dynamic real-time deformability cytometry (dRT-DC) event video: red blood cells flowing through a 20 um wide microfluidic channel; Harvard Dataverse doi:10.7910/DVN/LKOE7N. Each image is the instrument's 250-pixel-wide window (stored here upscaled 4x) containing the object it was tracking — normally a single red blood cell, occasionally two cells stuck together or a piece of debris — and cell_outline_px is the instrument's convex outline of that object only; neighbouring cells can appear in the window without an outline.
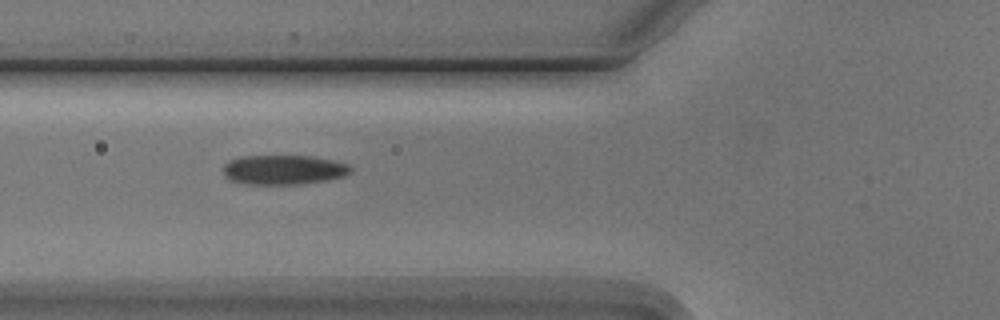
{"species": "Egyptian fruit bat (a non-hibernating species)", "species_latin": "Rousettus aegyptiacus", "temperature_condition": "cold", "stored_images_in_passage": 13, "camera_frame_rate_fps": 3000, "um_per_image_px": 0.085, "animal": {"sex": "male"}, "frame": {"image": 1, "passage_image": 4, "time_ms": 4.333, "image_size_px": [1000, 320], "cell_outline_px": [[352, 172], [344, 176], [328, 180], [300, 184], [248, 184], [228, 180], [224, 176], [224, 164], [228, 160], [240, 156], [312, 156], [332, 160], [348, 164], [352, 168]], "centroid_in_image_um": [24.1, 14.43], "position_along_channel_um": 101.7, "area_um2": 22.14}}
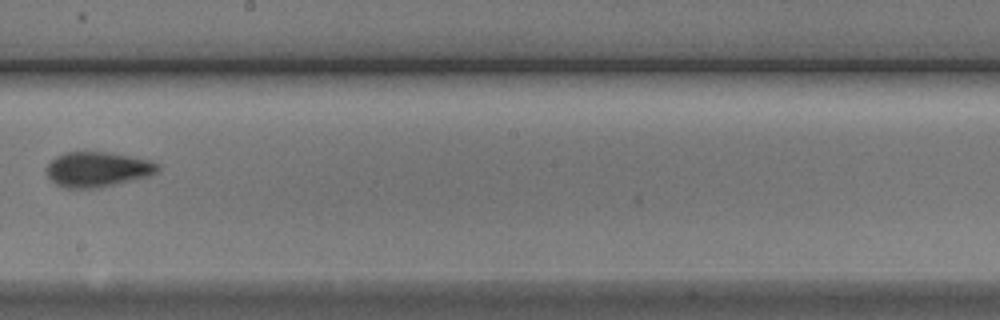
{"frame": {"image": 2, "passage_image": 7, "time_ms": 8.0, "image_size_px": [1000, 320], "cell_outline_px": [[160, 168], [156, 172], [148, 176], [100, 188], [64, 188], [56, 184], [48, 176], [44, 168], [56, 156], [64, 152], [112, 152], [132, 156], [148, 160], [160, 164]], "centroid_in_image_um": [8.28, 14.39], "position_along_channel_um": 239.9, "area_um2": 22.89}}
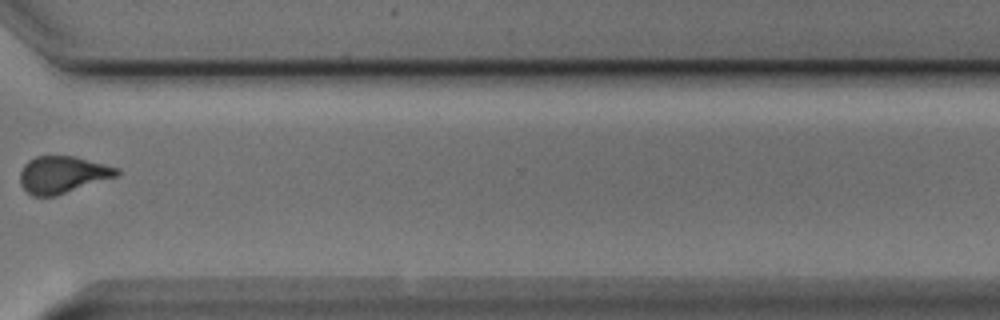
{"frame": {"image": 3, "passage_image": 10, "time_ms": 11.333, "image_size_px": [1000, 320], "cell_outline_px": [[120, 172], [116, 176], [56, 196], [32, 196], [20, 184], [20, 172], [24, 164], [28, 160], [36, 156], [76, 156], [120, 168]], "centroid_in_image_um": [5.31, 14.83], "position_along_channel_um": 365.3, "area_um2": 20.87}, "authors_computed_cell_mechanics": {"area_um2": 21.7906, "velocity_mm_per_s": 3.7522, "shape_relaxation_time_tau1_ms": 2.0729, "shape_relaxation_time_tau2_ms": null, "deformation_change_tau1": 0.1051, "deformation_change_tau2": null}}